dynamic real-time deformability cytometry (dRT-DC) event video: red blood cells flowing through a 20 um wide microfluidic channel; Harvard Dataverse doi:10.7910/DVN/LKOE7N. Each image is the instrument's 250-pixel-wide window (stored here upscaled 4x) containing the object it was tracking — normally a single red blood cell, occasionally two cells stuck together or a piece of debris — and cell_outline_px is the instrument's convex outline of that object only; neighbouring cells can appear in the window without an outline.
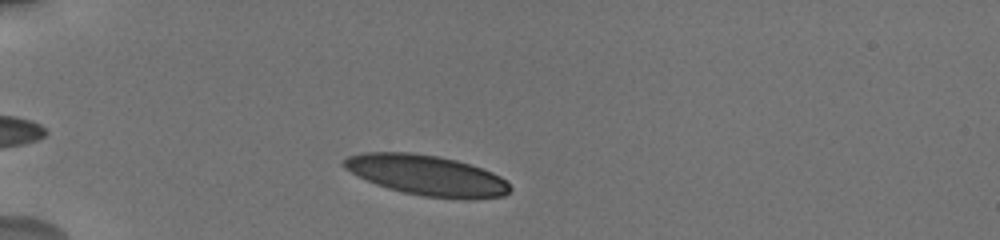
{"species": "human", "species_latin": "Homo sapiens", "temperature_condition": "cold", "stored_images_in_passage": 24, "camera_frame_rate_fps": 3000, "um_per_image_px": 0.085, "donor": {"sex": "male"}, "frame": {"image": 1, "passage_image": 4, "time_ms": 1.0, "image_size_px": [1000, 240], "cell_outline_px": [[512, 188], [504, 196], [464, 200], [424, 196], [404, 192], [388, 188], [376, 184], [344, 168], [340, 164], [348, 156], [364, 152], [412, 152], [436, 156], [456, 160], [492, 172], [500, 176]], "centroid_in_image_um": [36.28, 14.9], "position_along_channel_um": 48.7, "area_um2": 38.84}}
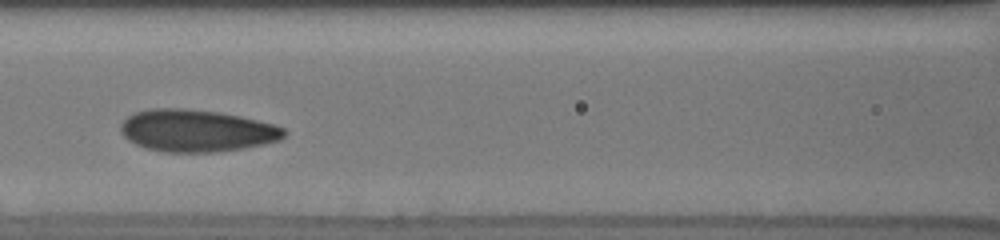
{"frame": {"image": 2, "passage_image": 19, "time_ms": 4.667, "image_size_px": [1000, 240], "cell_outline_px": [[288, 132], [280, 140], [264, 144], [244, 148], [216, 152], [164, 152], [144, 148], [128, 140], [120, 132], [120, 124], [128, 116], [136, 112], [152, 108], [184, 108], [220, 112], [240, 116], [276, 124], [284, 128]], "centroid_in_image_um": [16.72, 11.11], "position_along_channel_um": 149.9, "area_um2": 40.46}}
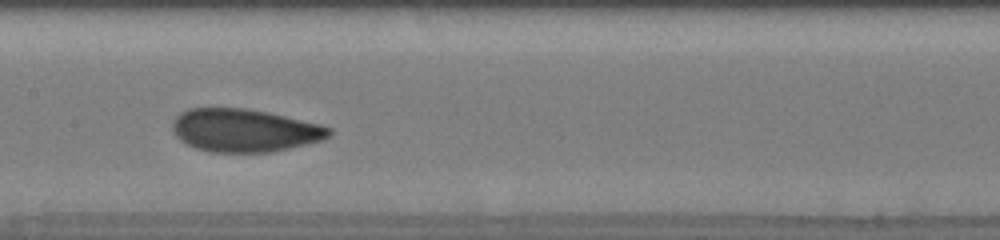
{"frame": {"image": 3, "passage_image": 23, "time_ms": 5.667, "image_size_px": [1000, 240], "cell_outline_px": [[332, 132], [328, 136], [320, 140], [272, 152], [208, 152], [196, 148], [180, 140], [176, 136], [172, 128], [172, 120], [180, 112], [188, 108], [248, 108], [268, 112], [320, 124], [332, 128]], "centroid_in_image_um": [20.74, 11.07], "position_along_channel_um": 186.7, "area_um2": 39.19}}